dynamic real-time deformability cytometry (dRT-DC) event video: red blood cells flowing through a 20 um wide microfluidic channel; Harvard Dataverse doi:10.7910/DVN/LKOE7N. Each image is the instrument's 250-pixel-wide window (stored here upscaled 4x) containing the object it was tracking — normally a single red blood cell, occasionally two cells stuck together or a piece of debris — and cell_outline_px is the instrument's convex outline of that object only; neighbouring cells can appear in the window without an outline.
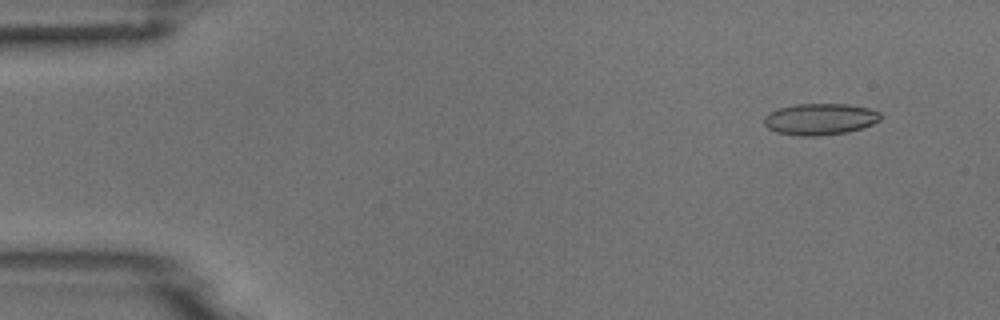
{"species": "common noctule bat (a hibernating species)", "species_latin": "Nyctalus noctula", "temperature_condition": "room temperature", "stored_images_in_passage": 5, "camera_frame_rate_fps": 3000, "um_per_image_px": 0.085, "animal": {"sex": "male", "body_mass_g": 18.8}, "frame": {"image": 1, "passage_image": 2, "time_ms": 1.0, "image_size_px": [1000, 320], "cell_outline_px": [[880, 120], [872, 124], [860, 128], [844, 132], [816, 136], [796, 136], [776, 132], [768, 128], [764, 124], [764, 116], [768, 112], [776, 108], [796, 104], [848, 104], [868, 108], [880, 112]], "centroid_in_image_um": [69.64, 10.12], "position_along_channel_um": 15.4, "area_um2": 21.39}}
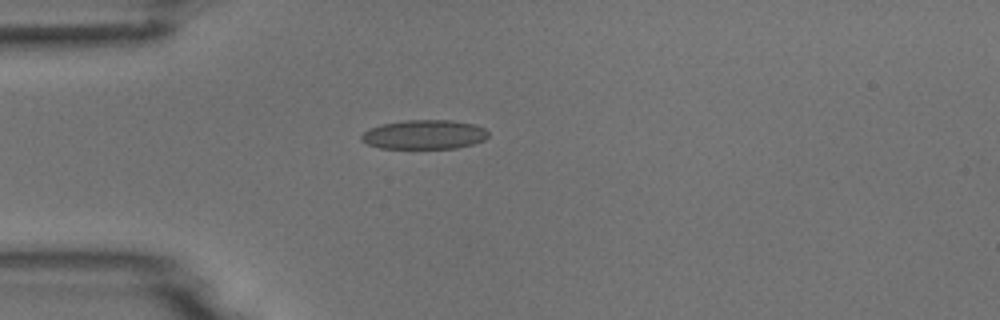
{"frame": {"image": 2, "passage_image": 5, "time_ms": 4.333, "image_size_px": [1000, 320], "cell_outline_px": [[488, 136], [484, 140], [472, 144], [456, 148], [380, 148], [368, 144], [360, 140], [360, 136], [368, 128], [380, 124], [408, 120], [452, 120], [476, 124], [484, 128], [488, 132]], "centroid_in_image_um": [36.05, 11.43], "position_along_channel_um": 48.9, "area_um2": 21.73}}